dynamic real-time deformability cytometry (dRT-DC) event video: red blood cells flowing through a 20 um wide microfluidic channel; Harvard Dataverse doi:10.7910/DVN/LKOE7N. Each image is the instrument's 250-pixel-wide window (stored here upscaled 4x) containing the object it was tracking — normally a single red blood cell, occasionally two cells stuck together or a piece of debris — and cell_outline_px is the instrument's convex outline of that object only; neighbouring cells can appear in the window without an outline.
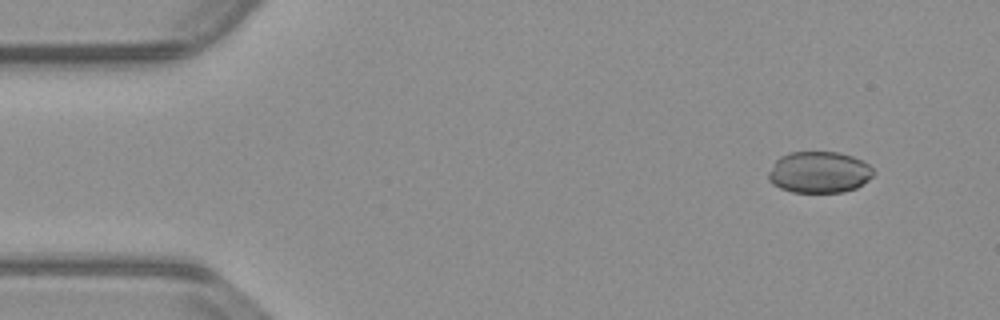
{"species": "common noctule bat (a hibernating species)", "species_latin": "Nyctalus noctula", "temperature_condition": "warm", "stored_images_in_passage": 54, "camera_frame_rate_fps": 3000, "um_per_image_px": 0.085, "animal": {"sex": "male", "body_mass_g": 23.1, "forearm_length_mm": 52.7}, "frame": {"image": 1, "passage_image": 5, "time_ms": 1.333, "image_size_px": [1000, 320], "cell_outline_px": [[872, 176], [868, 180], [856, 188], [844, 192], [792, 192], [780, 188], [772, 184], [768, 180], [768, 172], [776, 160], [780, 156], [792, 152], [840, 152], [852, 156], [868, 164], [872, 168]], "centroid_in_image_um": [69.6, 14.64], "position_along_channel_um": 15.4, "area_um2": 25.32}}
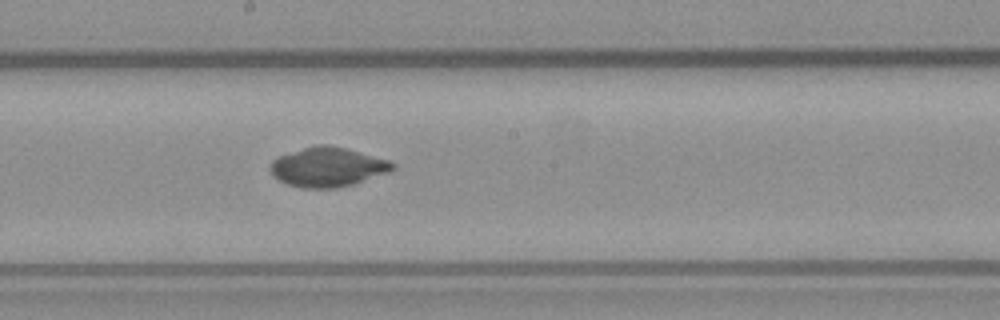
{"frame": {"image": 2, "passage_image": 29, "time_ms": 9.333, "image_size_px": [1000, 320], "cell_outline_px": [[396, 168], [388, 172], [352, 184], [336, 188], [300, 188], [288, 184], [272, 176], [272, 160], [276, 156], [316, 144], [328, 144], [344, 148], [388, 160], [396, 164]], "centroid_in_image_um": [27.83, 14.19], "position_along_channel_um": 220.4, "area_um2": 27.86}}
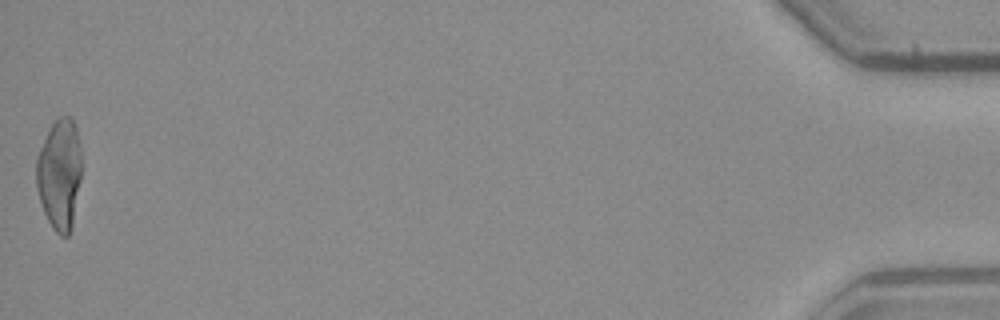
{"frame": {"image": 3, "passage_image": 54, "time_ms": 17.667, "image_size_px": [1000, 320], "cell_outline_px": [[80, 180], [72, 228], [68, 236], [60, 236], [52, 228], [44, 212], [36, 188], [36, 156], [56, 116], [72, 116], [76, 128], [80, 152]], "centroid_in_image_um": [5.05, 14.81], "position_along_channel_um": 430.2, "area_um2": 29.19}, "authors_computed_cell_mechanics": {"area_um2": 27.9463, "velocity_mm_per_s": 3.8209, "shape_relaxation_time_tau1_ms": null, "shape_relaxation_time_tau2_ms": 2.1216, "deformation_change_tau1": null, "deformation_change_tau2": 0.037}}